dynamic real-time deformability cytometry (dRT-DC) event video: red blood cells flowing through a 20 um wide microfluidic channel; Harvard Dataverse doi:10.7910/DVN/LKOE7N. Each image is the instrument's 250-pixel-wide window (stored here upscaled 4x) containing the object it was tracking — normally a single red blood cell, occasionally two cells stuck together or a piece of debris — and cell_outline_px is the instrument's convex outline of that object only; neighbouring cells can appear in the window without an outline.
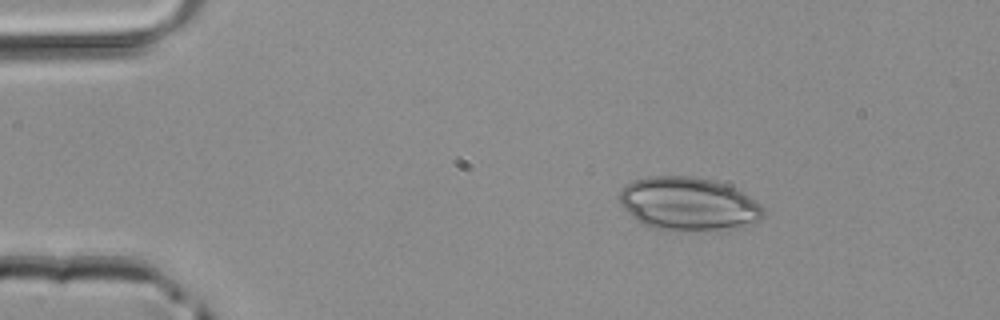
{"species": "common noctule bat (a hibernating species)", "species_latin": "Nyctalus noctula", "temperature_condition": "room temperature", "stored_images_in_passage": 3, "camera_frame_rate_fps": 3000, "um_per_image_px": 0.085, "animal": {"sex": "male", "body_mass_g": 20.4}, "frame": {"image": 1, "passage_image": 2, "time_ms": 0.333, "image_size_px": [1000, 320], "cell_outline_px": [[764, 216], [760, 220], [744, 224], [716, 228], [680, 232], [664, 232], [640, 224], [620, 204], [620, 192], [628, 184], [636, 180], [648, 176], [692, 176], [724, 184], [748, 196], [760, 204], [764, 208]], "centroid_in_image_um": [58.44, 17.34], "position_along_channel_um": 26.6, "area_um2": 44.16}}